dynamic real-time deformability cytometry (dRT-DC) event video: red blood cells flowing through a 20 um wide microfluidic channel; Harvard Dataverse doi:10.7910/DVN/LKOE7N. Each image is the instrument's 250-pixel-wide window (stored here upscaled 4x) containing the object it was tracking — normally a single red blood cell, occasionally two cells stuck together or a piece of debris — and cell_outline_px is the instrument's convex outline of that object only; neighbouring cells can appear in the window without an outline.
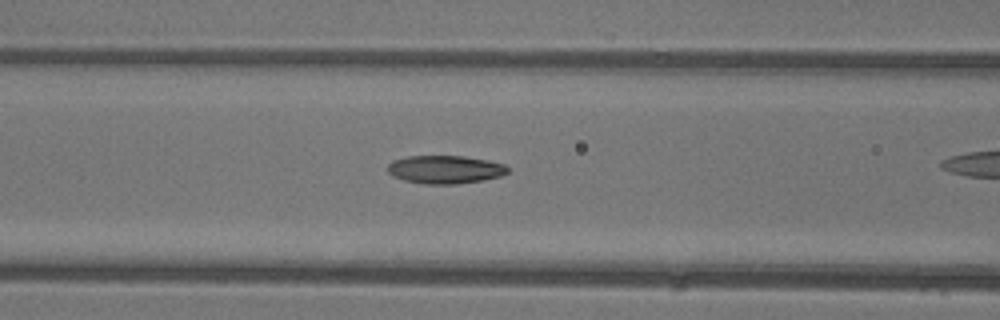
{"species": "common noctule bat (a hibernating species)", "species_latin": "Nyctalus noctula", "temperature_condition": "warm", "stored_images_in_passage": 38, "camera_frame_rate_fps": 3000, "um_per_image_px": 0.085, "animal": {"sex": "female"}, "frame": {"image": 1, "passage_image": 20, "time_ms": 6.333, "image_size_px": [1000, 320], "cell_outline_px": [[508, 172], [500, 176], [484, 180], [456, 184], [424, 184], [404, 180], [392, 176], [388, 172], [388, 164], [392, 160], [404, 156], [464, 156], [488, 160], [504, 164], [508, 168]], "centroid_in_image_um": [37.81, 14.4], "position_along_channel_um": 128.8, "area_um2": 19.83}}
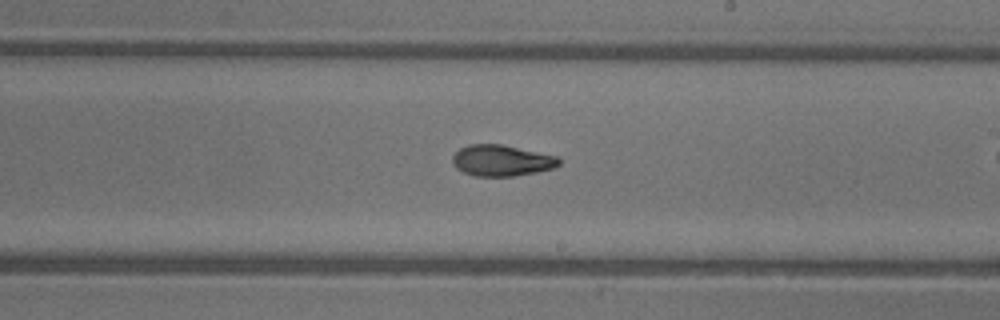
{"frame": {"image": 2, "passage_image": 28, "time_ms": 9.0, "image_size_px": [1000, 320], "cell_outline_px": [[560, 164], [552, 168], [536, 172], [512, 176], [472, 176], [456, 168], [452, 164], [452, 156], [460, 148], [468, 144], [500, 144], [560, 156]], "centroid_in_image_um": [42.63, 13.64], "position_along_channel_um": 246.4, "area_um2": 19.42}}
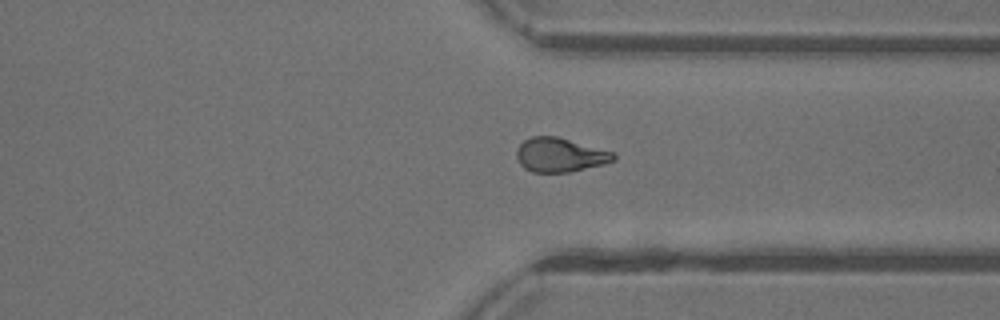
{"frame": {"image": 3, "passage_image": 36, "time_ms": 11.667, "image_size_px": [1000, 320], "cell_outline_px": [[616, 160], [604, 164], [568, 172], [532, 172], [524, 168], [520, 164], [516, 156], [516, 148], [524, 140], [532, 136], [556, 136], [612, 152], [616, 156]], "centroid_in_image_um": [47.56, 13.17], "position_along_channel_um": 363.8, "area_um2": 19.13}}